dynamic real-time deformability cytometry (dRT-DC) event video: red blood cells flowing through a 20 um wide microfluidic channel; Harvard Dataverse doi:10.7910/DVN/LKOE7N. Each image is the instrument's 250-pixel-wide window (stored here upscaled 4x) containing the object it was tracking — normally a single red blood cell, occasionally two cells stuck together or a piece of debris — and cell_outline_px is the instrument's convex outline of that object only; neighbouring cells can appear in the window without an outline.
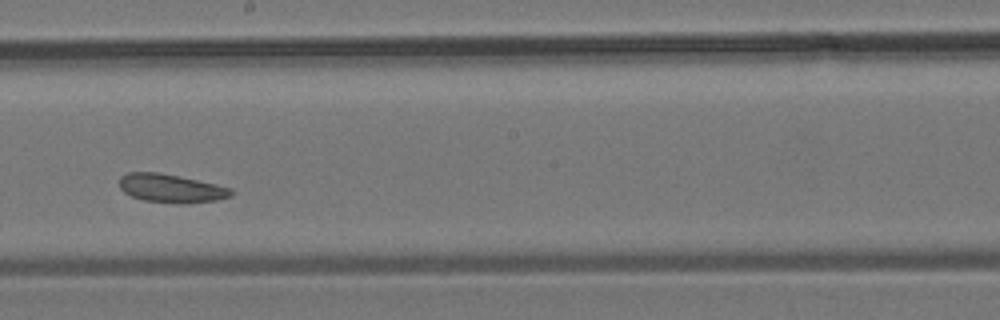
{"species": "common noctule bat (a hibernating species)", "species_latin": "Nyctalus noctula", "temperature_condition": "room temperature", "stored_images_in_passage": 30, "camera_frame_rate_fps": 3000, "um_per_image_px": 0.085, "animal": {"sex": "male", "body_mass_g": 19.2, "forearm_length_mm": 51.8}, "frame": {"image": 1, "passage_image": 18, "time_ms": 5.667, "image_size_px": [1000, 320], "cell_outline_px": [[236, 192], [232, 196], [216, 200], [188, 204], [180, 204], [144, 200], [132, 196], [124, 192], [120, 188], [120, 176], [128, 172], [156, 172], [180, 176], [216, 184], [232, 188]], "centroid_in_image_um": [14.59, 16.01], "position_along_channel_um": 233.6, "area_um2": 18.73}}